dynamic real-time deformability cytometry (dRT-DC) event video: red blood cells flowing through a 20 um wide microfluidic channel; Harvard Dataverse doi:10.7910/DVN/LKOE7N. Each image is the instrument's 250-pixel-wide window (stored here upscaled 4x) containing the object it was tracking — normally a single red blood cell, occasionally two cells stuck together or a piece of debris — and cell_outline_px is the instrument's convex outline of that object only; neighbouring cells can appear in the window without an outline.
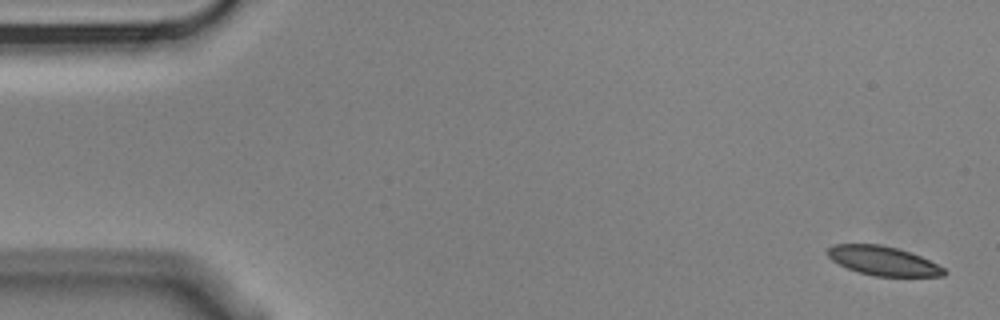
{"species": "Egyptian fruit bat (a non-hibernating species)", "species_latin": "Rousettus aegyptiacus", "temperature_condition": "cold", "stored_images_in_passage": 4, "camera_frame_rate_fps": 3000, "um_per_image_px": 0.085, "animal": {"sex": "male"}, "frame": {"image": 1, "passage_image": 1, "time_ms": 0.0, "image_size_px": [1000, 320], "cell_outline_px": [[948, 272], [944, 276], [876, 276], [860, 272], [848, 268], [832, 260], [828, 256], [828, 248], [832, 244], [880, 244], [896, 248], [920, 256], [944, 268]], "centroid_in_image_um": [75.07, 22.17], "position_along_channel_um": 9.9, "area_um2": 19.48}}